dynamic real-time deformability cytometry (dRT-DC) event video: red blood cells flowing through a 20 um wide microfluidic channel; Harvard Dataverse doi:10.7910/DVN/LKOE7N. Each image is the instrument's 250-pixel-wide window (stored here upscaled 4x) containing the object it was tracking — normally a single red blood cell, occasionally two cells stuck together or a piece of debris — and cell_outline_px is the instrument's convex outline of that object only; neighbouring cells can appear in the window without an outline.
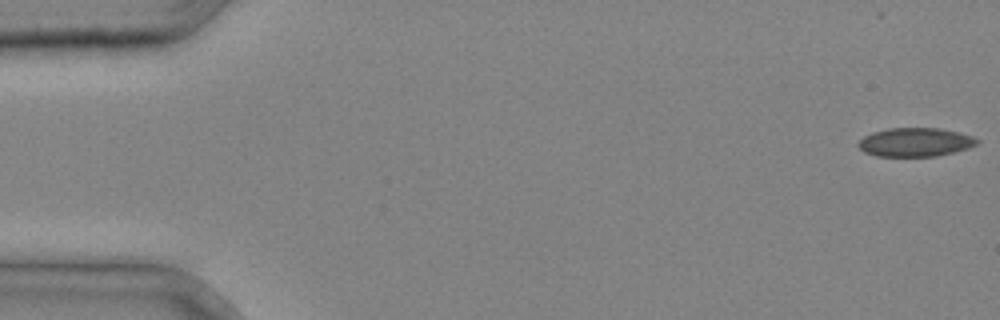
{"species": "common noctule bat (a hibernating species)", "species_latin": "Nyctalus noctula", "temperature_condition": "cold", "stored_images_in_passage": 36, "camera_frame_rate_fps": 3000, "um_per_image_px": 0.085, "animal": {"sex": "male", "body_mass_g": 20.4}, "frame": {"image": 1, "passage_image": 1, "time_ms": 0.0, "image_size_px": [1000, 320], "cell_outline_px": [[980, 140], [976, 144], [968, 148], [936, 156], [876, 156], [864, 152], [856, 144], [864, 136], [872, 132], [888, 128], [940, 128], [960, 132], [972, 136]], "centroid_in_image_um": [77.78, 12.08], "position_along_channel_um": 7.2, "area_um2": 19.88}}
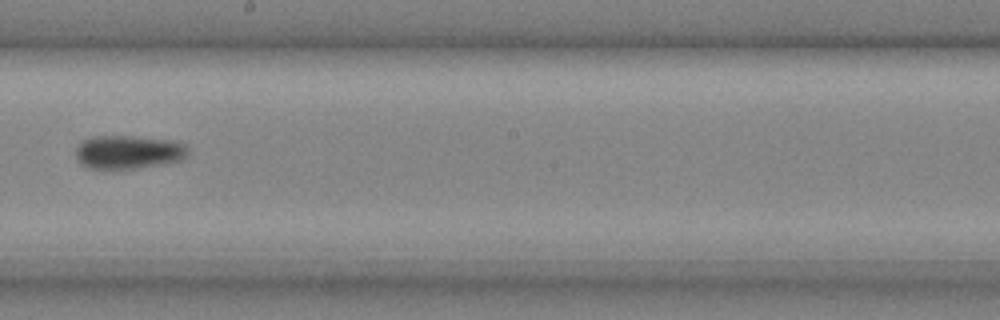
{"frame": {"image": 2, "passage_image": 22, "time_ms": 7.0, "image_size_px": [1000, 320], "cell_outline_px": [[188, 156], [184, 160], [160, 164], [132, 168], [88, 168], [80, 164], [76, 156], [76, 148], [80, 140], [92, 136], [132, 136], [176, 140], [184, 144], [188, 148]], "centroid_in_image_um": [10.92, 12.9], "position_along_channel_um": 237.3, "area_um2": 22.14}}
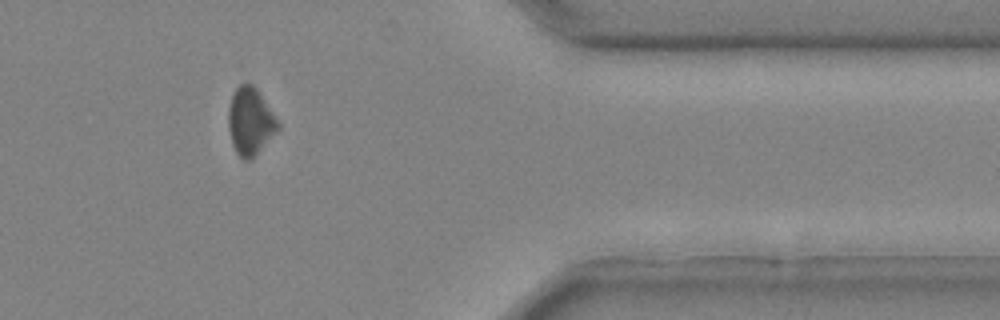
{"frame": {"image": 3, "passage_image": 32, "time_ms": 10.333, "image_size_px": [1000, 320], "cell_outline_px": [[280, 128], [252, 160], [244, 160], [236, 152], [232, 144], [228, 128], [228, 108], [232, 96], [236, 88], [240, 84], [252, 84], [256, 88], [280, 124]], "centroid_in_image_um": [21.26, 10.35], "position_along_channel_um": 390.1, "area_um2": 19.36}}